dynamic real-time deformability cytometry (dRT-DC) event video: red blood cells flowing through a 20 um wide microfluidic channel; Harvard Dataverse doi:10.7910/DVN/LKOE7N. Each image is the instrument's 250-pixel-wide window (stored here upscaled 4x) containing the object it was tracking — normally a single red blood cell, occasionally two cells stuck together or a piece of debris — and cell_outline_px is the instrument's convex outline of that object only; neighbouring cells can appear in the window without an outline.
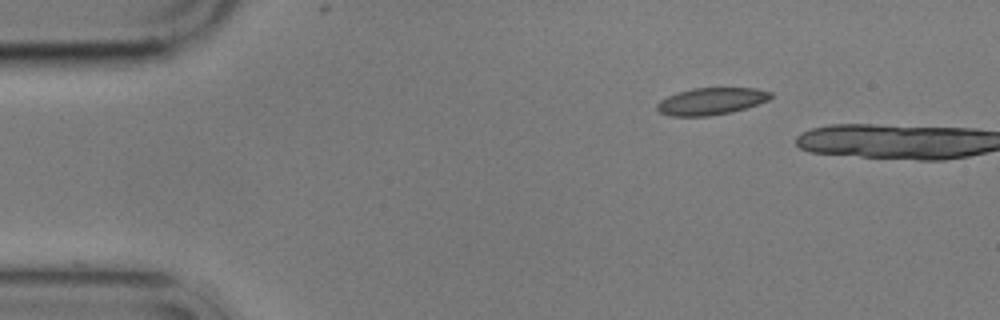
{"species": "common noctule bat (a hibernating species)", "species_latin": "Nyctalus noctula", "temperature_condition": "cold", "stored_images_in_passage": 2, "camera_frame_rate_fps": 3000, "um_per_image_px": 0.085, "animal": {"sex": "male", "body_mass_g": 17.9}, "frame": {"image": 1, "passage_image": 1, "time_ms": 0.0, "image_size_px": [1000, 320], "cell_outline_px": [[772, 96], [768, 100], [732, 112], [708, 116], [668, 116], [660, 112], [656, 108], [656, 104], [660, 100], [668, 96], [692, 88], [756, 88], [772, 92]], "centroid_in_image_um": [60.43, 8.61], "position_along_channel_um": 24.6, "area_um2": 17.8}}